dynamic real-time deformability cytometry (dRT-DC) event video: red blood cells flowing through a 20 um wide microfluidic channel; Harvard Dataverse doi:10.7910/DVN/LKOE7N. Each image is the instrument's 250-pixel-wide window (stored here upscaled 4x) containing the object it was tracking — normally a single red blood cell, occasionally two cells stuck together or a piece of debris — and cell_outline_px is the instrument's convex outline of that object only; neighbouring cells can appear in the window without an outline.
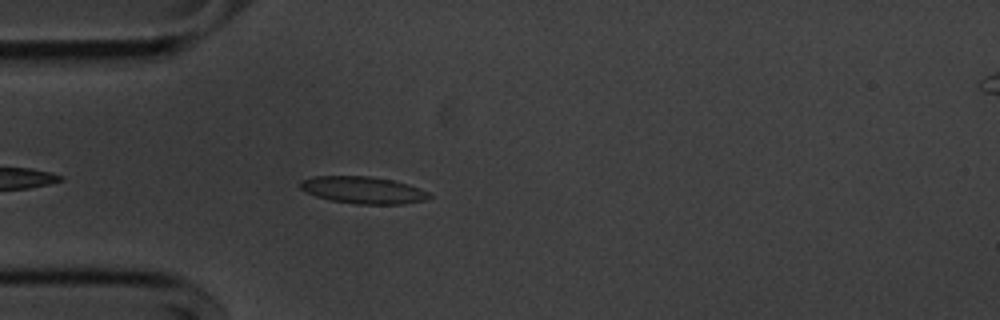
{"species": "common noctule bat (a hibernating species)", "species_latin": "Nyctalus noctula", "temperature_condition": "cold", "stored_images_in_passage": 37, "camera_frame_rate_fps": 3000, "um_per_image_px": 0.085, "animal": {"sex": "male", "body_mass_g": 20.1, "forearm_length_mm": 53.5}, "frame": {"image": 1, "passage_image": 5, "time_ms": 1.333, "image_size_px": [1000, 320], "cell_outline_px": [[432, 196], [424, 200], [404, 204], [356, 204], [332, 200], [316, 196], [304, 192], [300, 188], [300, 180], [312, 176], [368, 176], [392, 180], [408, 184], [420, 188], [428, 192]], "centroid_in_image_um": [30.84, 16.15], "position_along_channel_um": 54.2, "area_um2": 20.35}}
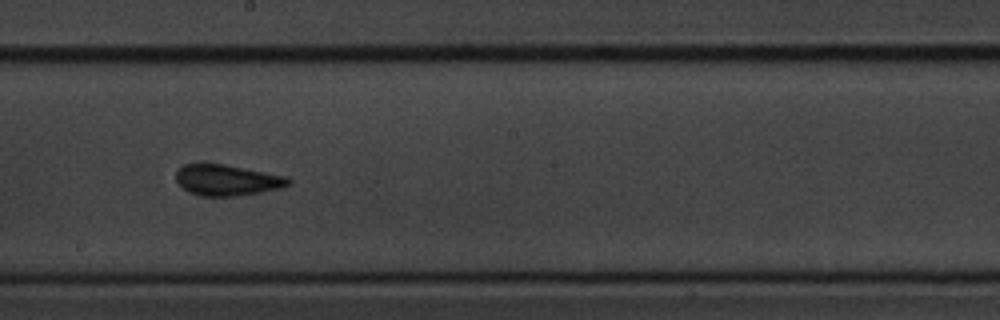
{"frame": {"image": 2, "passage_image": 20, "time_ms": 6.333, "image_size_px": [1000, 320], "cell_outline_px": [[292, 180], [288, 184], [280, 188], [260, 192], [236, 196], [204, 196], [188, 192], [176, 180], [176, 172], [184, 164], [224, 164], [288, 176]], "centroid_in_image_um": [19.32, 15.31], "position_along_channel_um": 228.9, "area_um2": 20.11}}
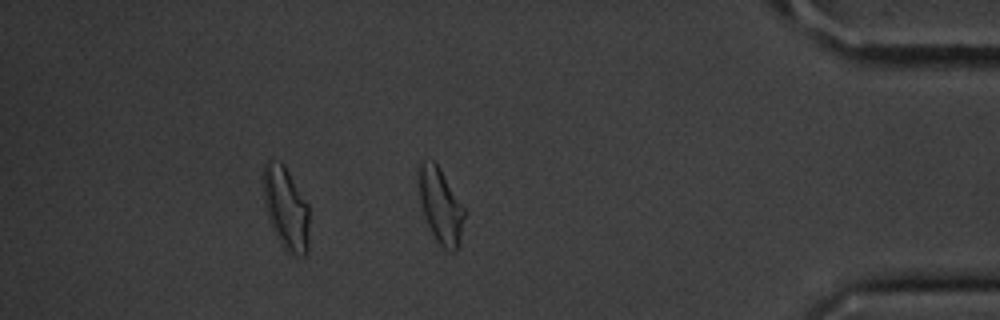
{"frame": {"image": 3, "passage_image": 37, "time_ms": 12.0, "image_size_px": [1000, 320], "cell_outline_px": [[464, 216], [460, 236], [456, 252], [448, 252], [436, 240], [424, 216], [420, 196], [420, 164], [424, 160], [432, 160], [440, 168], [464, 208]], "centroid_in_image_um": [37.46, 17.52], "position_along_channel_um": 397.7, "area_um2": 19.19}, "authors_computed_cell_mechanics": {"area_um2": 19.7098, "velocity_mm_per_s": 3.6007, "shape_relaxation_time_tau1_ms": null, "shape_relaxation_time_tau2_ms": 2.6936, "deformation_change_tau1": null, "deformation_change_tau2": 0.0895}}